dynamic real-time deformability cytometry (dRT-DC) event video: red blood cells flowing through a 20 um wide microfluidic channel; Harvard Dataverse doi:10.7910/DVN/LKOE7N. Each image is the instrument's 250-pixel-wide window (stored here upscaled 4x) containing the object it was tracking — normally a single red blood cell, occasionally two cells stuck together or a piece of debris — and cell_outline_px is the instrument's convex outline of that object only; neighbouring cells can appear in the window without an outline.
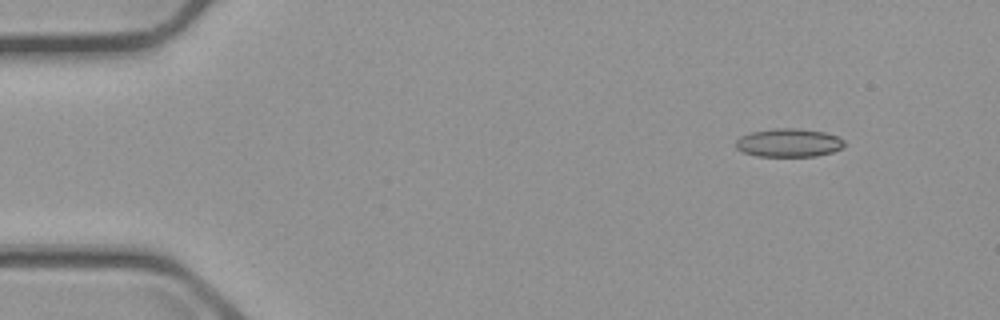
{"species": "common noctule bat (a hibernating species)", "species_latin": "Nyctalus noctula", "temperature_condition": "cold", "stored_images_in_passage": 4, "camera_frame_rate_fps": 3000, "um_per_image_px": 0.085, "animal": {"sex": "male", "body_mass_g": 23.1, "forearm_length_mm": 52.7}, "frame": {"image": 1, "passage_image": 1, "time_ms": 0.0, "image_size_px": [1000, 320], "cell_outline_px": [[844, 144], [840, 148], [832, 152], [816, 156], [756, 156], [744, 152], [736, 148], [736, 140], [740, 136], [752, 132], [776, 128], [796, 128], [824, 132], [836, 136], [844, 140]], "centroid_in_image_um": [67.02, 12.13], "position_along_channel_um": 18.0, "area_um2": 17.8}}
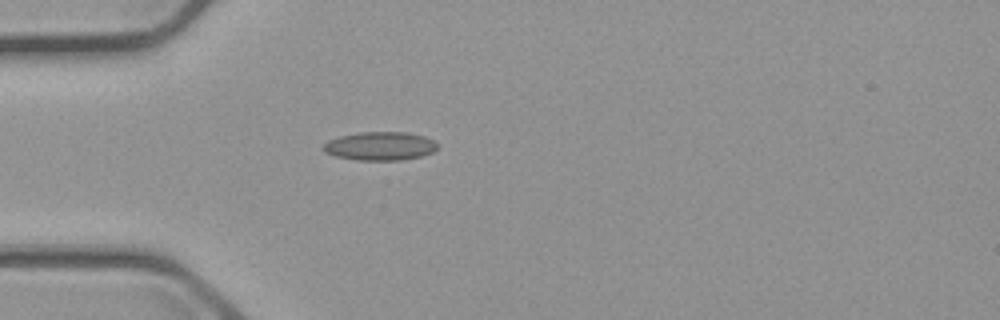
{"frame": {"image": 2, "passage_image": 4, "time_ms": 3.333, "image_size_px": [1000, 320], "cell_outline_px": [[436, 148], [432, 152], [420, 156], [400, 160], [356, 160], [336, 156], [324, 152], [320, 148], [328, 140], [340, 136], [360, 132], [408, 132], [424, 136], [432, 140], [436, 144]], "centroid_in_image_um": [32.25, 12.41], "position_along_channel_um": 52.7, "area_um2": 18.9}}